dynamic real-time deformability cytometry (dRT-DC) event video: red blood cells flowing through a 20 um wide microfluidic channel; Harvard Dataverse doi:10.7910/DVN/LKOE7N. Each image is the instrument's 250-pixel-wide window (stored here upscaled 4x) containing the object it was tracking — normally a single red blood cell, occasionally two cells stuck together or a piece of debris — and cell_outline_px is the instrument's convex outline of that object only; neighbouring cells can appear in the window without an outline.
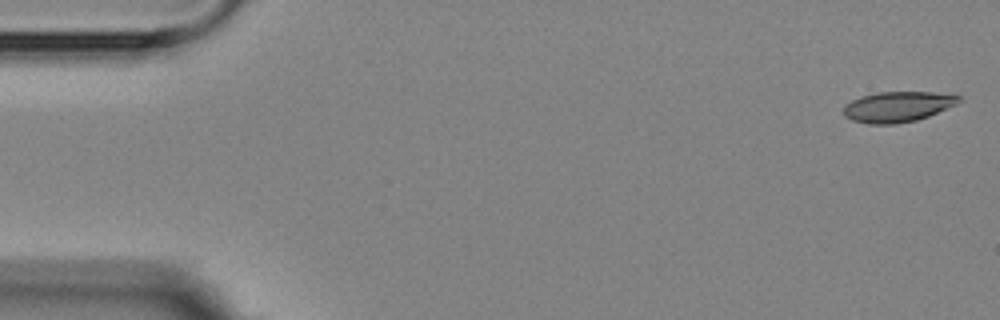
{"species": "Egyptian fruit bat (a non-hibernating species)", "species_latin": "Rousettus aegyptiacus", "temperature_condition": "room temperature", "stored_images_in_passage": 4, "camera_frame_rate_fps": 3000, "um_per_image_px": 0.085, "animal": {"sex": "female"}, "frame": {"image": 1, "passage_image": 1, "time_ms": 0.0, "image_size_px": [1000, 320], "cell_outline_px": [[964, 100], [956, 104], [928, 116], [916, 120], [896, 124], [868, 124], [852, 120], [844, 116], [844, 104], [860, 96], [876, 92], [932, 92], [960, 96]], "centroid_in_image_um": [76.28, 9.07], "position_along_channel_um": 8.7, "area_um2": 20.52}}
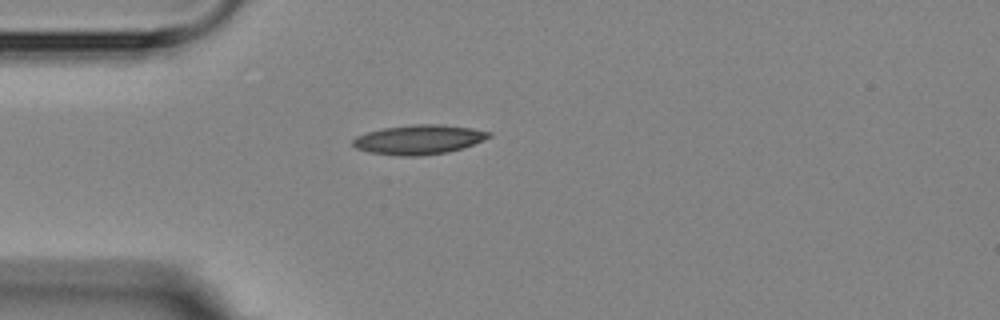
{"frame": {"image": 2, "passage_image": 4, "time_ms": 4.333, "image_size_px": [1000, 320], "cell_outline_px": [[492, 136], [484, 140], [448, 152], [420, 156], [400, 156], [368, 152], [356, 148], [352, 144], [352, 140], [356, 136], [368, 132], [384, 128], [412, 124], [440, 124], [472, 128], [492, 132]], "centroid_in_image_um": [35.6, 11.86], "position_along_channel_um": 49.4, "area_um2": 23.35}}